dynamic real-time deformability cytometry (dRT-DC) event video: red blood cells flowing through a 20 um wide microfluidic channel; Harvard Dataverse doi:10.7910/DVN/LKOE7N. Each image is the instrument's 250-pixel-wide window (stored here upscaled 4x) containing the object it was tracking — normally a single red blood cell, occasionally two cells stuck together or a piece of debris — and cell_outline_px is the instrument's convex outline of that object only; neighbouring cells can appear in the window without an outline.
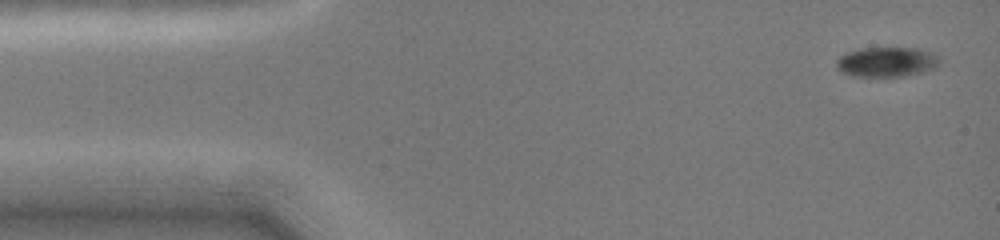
{"species": "common noctule bat (a hibernating species)", "species_latin": "Nyctalus noctula", "temperature_condition": "cold", "stored_images_in_passage": 7, "camera_frame_rate_fps": 3000, "um_per_image_px": 0.085, "animal": {"sex": "female", "body_mass_g": 19.0, "forearm_length_mm": 51.5}, "frame": {"image": 1, "passage_image": 1, "time_ms": 0.0, "image_size_px": [1000, 240], "cell_outline_px": [[940, 64], [936, 68], [904, 76], [852, 76], [836, 68], [836, 60], [844, 52], [860, 48], [920, 48], [932, 52], [940, 56]], "centroid_in_image_um": [75.39, 5.25], "position_along_channel_um": 9.6, "area_um2": 18.15}}
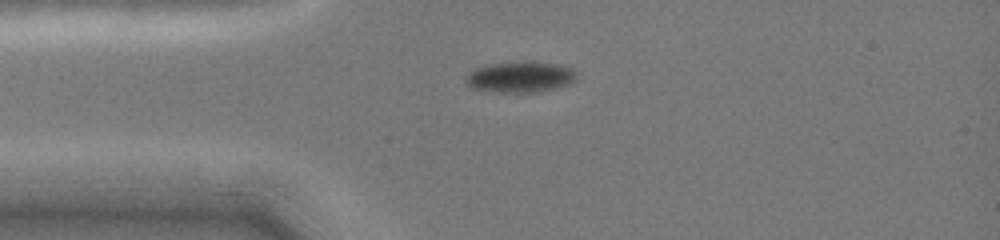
{"frame": {"image": 2, "passage_image": 6, "time_ms": 3.0, "image_size_px": [1000, 240], "cell_outline_px": [[576, 80], [568, 84], [556, 88], [536, 92], [496, 92], [472, 88], [464, 80], [468, 72], [476, 68], [492, 64], [552, 64], [572, 68], [576, 72]], "centroid_in_image_um": [44.2, 6.59], "position_along_channel_um": 40.8, "area_um2": 19.07}}